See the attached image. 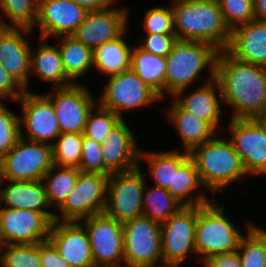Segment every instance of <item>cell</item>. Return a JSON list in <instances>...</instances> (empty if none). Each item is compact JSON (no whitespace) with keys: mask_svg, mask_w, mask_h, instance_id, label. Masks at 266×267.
Returning a JSON list of instances; mask_svg holds the SVG:
<instances>
[{"mask_svg":"<svg viewBox=\"0 0 266 267\" xmlns=\"http://www.w3.org/2000/svg\"><path fill=\"white\" fill-rule=\"evenodd\" d=\"M4 248V252L3 251ZM2 267H42L40 243L0 245Z\"/></svg>","mask_w":266,"mask_h":267,"instance_id":"obj_36","label":"cell"},{"mask_svg":"<svg viewBox=\"0 0 266 267\" xmlns=\"http://www.w3.org/2000/svg\"><path fill=\"white\" fill-rule=\"evenodd\" d=\"M203 188L194 160L189 156L179 167H173L172 187L165 189L184 207L209 204L206 194L193 195L194 190Z\"/></svg>","mask_w":266,"mask_h":267,"instance_id":"obj_27","label":"cell"},{"mask_svg":"<svg viewBox=\"0 0 266 267\" xmlns=\"http://www.w3.org/2000/svg\"><path fill=\"white\" fill-rule=\"evenodd\" d=\"M20 138V117L0 101V160Z\"/></svg>","mask_w":266,"mask_h":267,"instance_id":"obj_40","label":"cell"},{"mask_svg":"<svg viewBox=\"0 0 266 267\" xmlns=\"http://www.w3.org/2000/svg\"><path fill=\"white\" fill-rule=\"evenodd\" d=\"M57 168L58 166L53 165L44 175L42 181L46 189L49 204L51 206L57 205L59 208L67 198V195L74 189L78 174L81 171L77 168L60 166L58 171H56Z\"/></svg>","mask_w":266,"mask_h":267,"instance_id":"obj_33","label":"cell"},{"mask_svg":"<svg viewBox=\"0 0 266 267\" xmlns=\"http://www.w3.org/2000/svg\"><path fill=\"white\" fill-rule=\"evenodd\" d=\"M3 180H0V205L5 208L31 209L42 212L51 222L55 220L56 212L45 210L49 208L46 189L42 180L16 181L9 180V185L1 189ZM45 208V209H44Z\"/></svg>","mask_w":266,"mask_h":267,"instance_id":"obj_24","label":"cell"},{"mask_svg":"<svg viewBox=\"0 0 266 267\" xmlns=\"http://www.w3.org/2000/svg\"><path fill=\"white\" fill-rule=\"evenodd\" d=\"M98 102L123 119V111L135 110L156 101L161 97L144 83L130 68L108 78L106 87Z\"/></svg>","mask_w":266,"mask_h":267,"instance_id":"obj_10","label":"cell"},{"mask_svg":"<svg viewBox=\"0 0 266 267\" xmlns=\"http://www.w3.org/2000/svg\"><path fill=\"white\" fill-rule=\"evenodd\" d=\"M166 115L180 134L183 151L190 153L195 147L209 141L217 133V130L209 123L184 110L173 98Z\"/></svg>","mask_w":266,"mask_h":267,"instance_id":"obj_25","label":"cell"},{"mask_svg":"<svg viewBox=\"0 0 266 267\" xmlns=\"http://www.w3.org/2000/svg\"><path fill=\"white\" fill-rule=\"evenodd\" d=\"M83 173H99L105 175L101 144L83 135L80 166Z\"/></svg>","mask_w":266,"mask_h":267,"instance_id":"obj_42","label":"cell"},{"mask_svg":"<svg viewBox=\"0 0 266 267\" xmlns=\"http://www.w3.org/2000/svg\"><path fill=\"white\" fill-rule=\"evenodd\" d=\"M32 31L27 27H0V63L25 91L30 87L31 44L24 35Z\"/></svg>","mask_w":266,"mask_h":267,"instance_id":"obj_18","label":"cell"},{"mask_svg":"<svg viewBox=\"0 0 266 267\" xmlns=\"http://www.w3.org/2000/svg\"><path fill=\"white\" fill-rule=\"evenodd\" d=\"M20 138L0 160V180L38 181L53 166L52 145Z\"/></svg>","mask_w":266,"mask_h":267,"instance_id":"obj_6","label":"cell"},{"mask_svg":"<svg viewBox=\"0 0 266 267\" xmlns=\"http://www.w3.org/2000/svg\"><path fill=\"white\" fill-rule=\"evenodd\" d=\"M261 119H262L263 122L266 124V113L261 117Z\"/></svg>","mask_w":266,"mask_h":267,"instance_id":"obj_49","label":"cell"},{"mask_svg":"<svg viewBox=\"0 0 266 267\" xmlns=\"http://www.w3.org/2000/svg\"><path fill=\"white\" fill-rule=\"evenodd\" d=\"M189 152L161 151V152H139V162L146 159L149 163L150 174L156 186L166 188L172 187L173 167H179L188 157Z\"/></svg>","mask_w":266,"mask_h":267,"instance_id":"obj_31","label":"cell"},{"mask_svg":"<svg viewBox=\"0 0 266 267\" xmlns=\"http://www.w3.org/2000/svg\"><path fill=\"white\" fill-rule=\"evenodd\" d=\"M126 8H106L88 11L83 22L71 35L92 50L101 44L118 38L128 29V13Z\"/></svg>","mask_w":266,"mask_h":267,"instance_id":"obj_17","label":"cell"},{"mask_svg":"<svg viewBox=\"0 0 266 267\" xmlns=\"http://www.w3.org/2000/svg\"><path fill=\"white\" fill-rule=\"evenodd\" d=\"M81 221L88 235L94 264L125 267L122 223L105 213Z\"/></svg>","mask_w":266,"mask_h":267,"instance_id":"obj_11","label":"cell"},{"mask_svg":"<svg viewBox=\"0 0 266 267\" xmlns=\"http://www.w3.org/2000/svg\"><path fill=\"white\" fill-rule=\"evenodd\" d=\"M86 11H97L113 6L116 0H71Z\"/></svg>","mask_w":266,"mask_h":267,"instance_id":"obj_47","label":"cell"},{"mask_svg":"<svg viewBox=\"0 0 266 267\" xmlns=\"http://www.w3.org/2000/svg\"><path fill=\"white\" fill-rule=\"evenodd\" d=\"M40 259L42 267H71L49 240L40 242Z\"/></svg>","mask_w":266,"mask_h":267,"instance_id":"obj_45","label":"cell"},{"mask_svg":"<svg viewBox=\"0 0 266 267\" xmlns=\"http://www.w3.org/2000/svg\"><path fill=\"white\" fill-rule=\"evenodd\" d=\"M215 79L221 89V101L233 107L232 119H256L266 113V67L238 60L227 50H220Z\"/></svg>","mask_w":266,"mask_h":267,"instance_id":"obj_1","label":"cell"},{"mask_svg":"<svg viewBox=\"0 0 266 267\" xmlns=\"http://www.w3.org/2000/svg\"><path fill=\"white\" fill-rule=\"evenodd\" d=\"M37 50L31 49L30 53V76L35 74L43 81L51 82L52 88L68 87L74 83L67 77L63 65L61 54L57 46L44 43L45 38H41Z\"/></svg>","mask_w":266,"mask_h":267,"instance_id":"obj_26","label":"cell"},{"mask_svg":"<svg viewBox=\"0 0 266 267\" xmlns=\"http://www.w3.org/2000/svg\"><path fill=\"white\" fill-rule=\"evenodd\" d=\"M226 25L233 28L255 20L254 0H217Z\"/></svg>","mask_w":266,"mask_h":267,"instance_id":"obj_39","label":"cell"},{"mask_svg":"<svg viewBox=\"0 0 266 267\" xmlns=\"http://www.w3.org/2000/svg\"><path fill=\"white\" fill-rule=\"evenodd\" d=\"M122 230L125 267H163L159 223L140 216L122 223Z\"/></svg>","mask_w":266,"mask_h":267,"instance_id":"obj_7","label":"cell"},{"mask_svg":"<svg viewBox=\"0 0 266 267\" xmlns=\"http://www.w3.org/2000/svg\"><path fill=\"white\" fill-rule=\"evenodd\" d=\"M107 41L92 50L93 67L106 76H113L131 68L132 48L125 42L123 35Z\"/></svg>","mask_w":266,"mask_h":267,"instance_id":"obj_28","label":"cell"},{"mask_svg":"<svg viewBox=\"0 0 266 267\" xmlns=\"http://www.w3.org/2000/svg\"><path fill=\"white\" fill-rule=\"evenodd\" d=\"M143 23L147 34H175L171 5L169 8L155 6L148 9Z\"/></svg>","mask_w":266,"mask_h":267,"instance_id":"obj_41","label":"cell"},{"mask_svg":"<svg viewBox=\"0 0 266 267\" xmlns=\"http://www.w3.org/2000/svg\"><path fill=\"white\" fill-rule=\"evenodd\" d=\"M48 240L71 267L94 265L88 235L81 221L54 220Z\"/></svg>","mask_w":266,"mask_h":267,"instance_id":"obj_19","label":"cell"},{"mask_svg":"<svg viewBox=\"0 0 266 267\" xmlns=\"http://www.w3.org/2000/svg\"><path fill=\"white\" fill-rule=\"evenodd\" d=\"M17 101L22 105L23 114L20 129L26 128L27 140L50 144L51 139L61 134L54 107L44 94L24 91Z\"/></svg>","mask_w":266,"mask_h":267,"instance_id":"obj_16","label":"cell"},{"mask_svg":"<svg viewBox=\"0 0 266 267\" xmlns=\"http://www.w3.org/2000/svg\"><path fill=\"white\" fill-rule=\"evenodd\" d=\"M87 12L71 0H39L35 25L40 28L41 38L71 36Z\"/></svg>","mask_w":266,"mask_h":267,"instance_id":"obj_20","label":"cell"},{"mask_svg":"<svg viewBox=\"0 0 266 267\" xmlns=\"http://www.w3.org/2000/svg\"><path fill=\"white\" fill-rule=\"evenodd\" d=\"M215 137L217 135L190 152L204 190L211 193H217L247 175L230 140Z\"/></svg>","mask_w":266,"mask_h":267,"instance_id":"obj_3","label":"cell"},{"mask_svg":"<svg viewBox=\"0 0 266 267\" xmlns=\"http://www.w3.org/2000/svg\"><path fill=\"white\" fill-rule=\"evenodd\" d=\"M51 224L42 212L2 208L0 205V245L37 244L46 241Z\"/></svg>","mask_w":266,"mask_h":267,"instance_id":"obj_15","label":"cell"},{"mask_svg":"<svg viewBox=\"0 0 266 267\" xmlns=\"http://www.w3.org/2000/svg\"><path fill=\"white\" fill-rule=\"evenodd\" d=\"M131 69L163 100L165 98L166 57L154 55L134 46Z\"/></svg>","mask_w":266,"mask_h":267,"instance_id":"obj_29","label":"cell"},{"mask_svg":"<svg viewBox=\"0 0 266 267\" xmlns=\"http://www.w3.org/2000/svg\"><path fill=\"white\" fill-rule=\"evenodd\" d=\"M57 46L67 77L75 84L76 79L88 73L93 67V53L90 47L77 41L73 36H59Z\"/></svg>","mask_w":266,"mask_h":267,"instance_id":"obj_30","label":"cell"},{"mask_svg":"<svg viewBox=\"0 0 266 267\" xmlns=\"http://www.w3.org/2000/svg\"><path fill=\"white\" fill-rule=\"evenodd\" d=\"M171 8L178 40L205 42L218 51L226 50L231 30L217 0H173Z\"/></svg>","mask_w":266,"mask_h":267,"instance_id":"obj_2","label":"cell"},{"mask_svg":"<svg viewBox=\"0 0 266 267\" xmlns=\"http://www.w3.org/2000/svg\"><path fill=\"white\" fill-rule=\"evenodd\" d=\"M143 216L159 224L176 215L184 206L165 188L154 186L146 193L143 191Z\"/></svg>","mask_w":266,"mask_h":267,"instance_id":"obj_32","label":"cell"},{"mask_svg":"<svg viewBox=\"0 0 266 267\" xmlns=\"http://www.w3.org/2000/svg\"><path fill=\"white\" fill-rule=\"evenodd\" d=\"M226 50L238 60L266 67V21L253 20L233 28Z\"/></svg>","mask_w":266,"mask_h":267,"instance_id":"obj_22","label":"cell"},{"mask_svg":"<svg viewBox=\"0 0 266 267\" xmlns=\"http://www.w3.org/2000/svg\"><path fill=\"white\" fill-rule=\"evenodd\" d=\"M230 142L247 174H266V124L261 118L231 119Z\"/></svg>","mask_w":266,"mask_h":267,"instance_id":"obj_13","label":"cell"},{"mask_svg":"<svg viewBox=\"0 0 266 267\" xmlns=\"http://www.w3.org/2000/svg\"><path fill=\"white\" fill-rule=\"evenodd\" d=\"M99 173L78 174L74 189L55 213L56 221H77L104 213L107 201L108 177Z\"/></svg>","mask_w":266,"mask_h":267,"instance_id":"obj_8","label":"cell"},{"mask_svg":"<svg viewBox=\"0 0 266 267\" xmlns=\"http://www.w3.org/2000/svg\"><path fill=\"white\" fill-rule=\"evenodd\" d=\"M218 50L211 44L178 40L166 56L165 95L174 96L186 89L208 68L209 77L215 78Z\"/></svg>","mask_w":266,"mask_h":267,"instance_id":"obj_4","label":"cell"},{"mask_svg":"<svg viewBox=\"0 0 266 267\" xmlns=\"http://www.w3.org/2000/svg\"><path fill=\"white\" fill-rule=\"evenodd\" d=\"M216 202L213 199L209 204L196 206L195 251L202 261L237 251L244 236L226 217L224 204L219 206Z\"/></svg>","mask_w":266,"mask_h":267,"instance_id":"obj_5","label":"cell"},{"mask_svg":"<svg viewBox=\"0 0 266 267\" xmlns=\"http://www.w3.org/2000/svg\"><path fill=\"white\" fill-rule=\"evenodd\" d=\"M39 0H0V10L12 22L11 27L33 29L38 18Z\"/></svg>","mask_w":266,"mask_h":267,"instance_id":"obj_37","label":"cell"},{"mask_svg":"<svg viewBox=\"0 0 266 267\" xmlns=\"http://www.w3.org/2000/svg\"><path fill=\"white\" fill-rule=\"evenodd\" d=\"M24 91L0 63V101L10 98L17 101Z\"/></svg>","mask_w":266,"mask_h":267,"instance_id":"obj_44","label":"cell"},{"mask_svg":"<svg viewBox=\"0 0 266 267\" xmlns=\"http://www.w3.org/2000/svg\"><path fill=\"white\" fill-rule=\"evenodd\" d=\"M216 90L219 93V98L216 95ZM186 89L178 91L172 98L186 111L192 113L197 118L209 123L215 130H219L220 113L222 101L221 89L218 81L215 78H209L207 82L199 86L188 95H184ZM184 95V96H183Z\"/></svg>","mask_w":266,"mask_h":267,"instance_id":"obj_23","label":"cell"},{"mask_svg":"<svg viewBox=\"0 0 266 267\" xmlns=\"http://www.w3.org/2000/svg\"><path fill=\"white\" fill-rule=\"evenodd\" d=\"M56 140L57 142L55 143L53 141L49 142L52 145L53 165L78 169L80 166L83 134L61 133Z\"/></svg>","mask_w":266,"mask_h":267,"instance_id":"obj_35","label":"cell"},{"mask_svg":"<svg viewBox=\"0 0 266 267\" xmlns=\"http://www.w3.org/2000/svg\"><path fill=\"white\" fill-rule=\"evenodd\" d=\"M245 229L237 250L241 267H266V230L252 223Z\"/></svg>","mask_w":266,"mask_h":267,"instance_id":"obj_34","label":"cell"},{"mask_svg":"<svg viewBox=\"0 0 266 267\" xmlns=\"http://www.w3.org/2000/svg\"><path fill=\"white\" fill-rule=\"evenodd\" d=\"M202 264L206 267H241L238 251L210 256Z\"/></svg>","mask_w":266,"mask_h":267,"instance_id":"obj_46","label":"cell"},{"mask_svg":"<svg viewBox=\"0 0 266 267\" xmlns=\"http://www.w3.org/2000/svg\"><path fill=\"white\" fill-rule=\"evenodd\" d=\"M161 226L164 267H180L189 251H195L196 207H184Z\"/></svg>","mask_w":266,"mask_h":267,"instance_id":"obj_12","label":"cell"},{"mask_svg":"<svg viewBox=\"0 0 266 267\" xmlns=\"http://www.w3.org/2000/svg\"><path fill=\"white\" fill-rule=\"evenodd\" d=\"M255 20L266 21V0H254Z\"/></svg>","mask_w":266,"mask_h":267,"instance_id":"obj_48","label":"cell"},{"mask_svg":"<svg viewBox=\"0 0 266 267\" xmlns=\"http://www.w3.org/2000/svg\"><path fill=\"white\" fill-rule=\"evenodd\" d=\"M177 41L175 34H146L138 47L154 55L166 57Z\"/></svg>","mask_w":266,"mask_h":267,"instance_id":"obj_43","label":"cell"},{"mask_svg":"<svg viewBox=\"0 0 266 267\" xmlns=\"http://www.w3.org/2000/svg\"><path fill=\"white\" fill-rule=\"evenodd\" d=\"M89 267H106V266H101V265H92V266H89Z\"/></svg>","mask_w":266,"mask_h":267,"instance_id":"obj_50","label":"cell"},{"mask_svg":"<svg viewBox=\"0 0 266 267\" xmlns=\"http://www.w3.org/2000/svg\"><path fill=\"white\" fill-rule=\"evenodd\" d=\"M53 89L55 93L45 96L54 107L60 132L83 134L89 113L97 105L95 97L80 83Z\"/></svg>","mask_w":266,"mask_h":267,"instance_id":"obj_14","label":"cell"},{"mask_svg":"<svg viewBox=\"0 0 266 267\" xmlns=\"http://www.w3.org/2000/svg\"><path fill=\"white\" fill-rule=\"evenodd\" d=\"M133 131L122 119L107 135L101 144L105 175L131 171L139 164L140 148Z\"/></svg>","mask_w":266,"mask_h":267,"instance_id":"obj_21","label":"cell"},{"mask_svg":"<svg viewBox=\"0 0 266 267\" xmlns=\"http://www.w3.org/2000/svg\"><path fill=\"white\" fill-rule=\"evenodd\" d=\"M140 167L108 177L104 213L120 223L143 216V191L146 187Z\"/></svg>","mask_w":266,"mask_h":267,"instance_id":"obj_9","label":"cell"},{"mask_svg":"<svg viewBox=\"0 0 266 267\" xmlns=\"http://www.w3.org/2000/svg\"><path fill=\"white\" fill-rule=\"evenodd\" d=\"M97 105L89 113L83 135L102 144L110 131L122 119L113 111Z\"/></svg>","mask_w":266,"mask_h":267,"instance_id":"obj_38","label":"cell"}]
</instances>
